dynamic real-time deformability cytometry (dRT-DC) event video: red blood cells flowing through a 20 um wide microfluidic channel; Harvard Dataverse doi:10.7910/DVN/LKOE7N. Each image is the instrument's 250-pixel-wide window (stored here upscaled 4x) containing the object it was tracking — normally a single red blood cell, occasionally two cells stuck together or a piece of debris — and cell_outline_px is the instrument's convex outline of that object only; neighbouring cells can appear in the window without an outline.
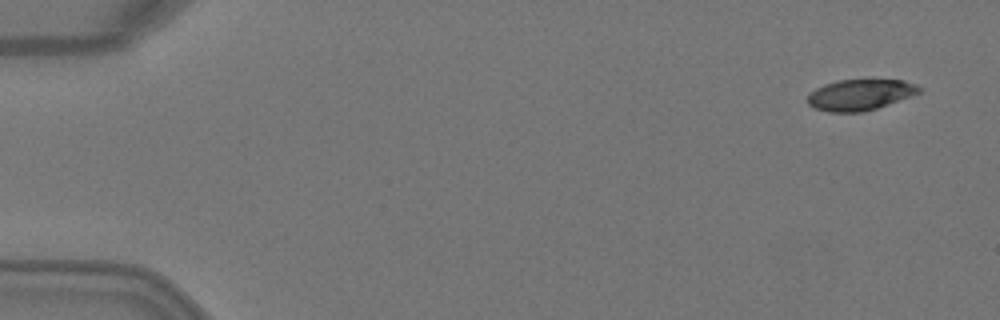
{"species": "Egyptian fruit bat (a non-hibernating species)", "species_latin": "Rousettus aegyptiacus", "temperature_condition": "warm", "stored_images_in_passage": 4, "camera_frame_rate_fps": 3000, "um_per_image_px": 0.085, "animal": {"sex": "female"}, "frame": {"image": 1, "passage_image": 1, "time_ms": 0.0, "image_size_px": [1000, 320], "cell_outline_px": [[924, 88], [920, 92], [876, 108], [864, 112], [828, 112], [816, 108], [808, 104], [808, 96], [816, 88], [824, 84], [836, 80], [872, 76], [904, 80], [916, 84]], "centroid_in_image_um": [73.15, 7.98], "position_along_channel_um": 11.8, "area_um2": 20.92}}
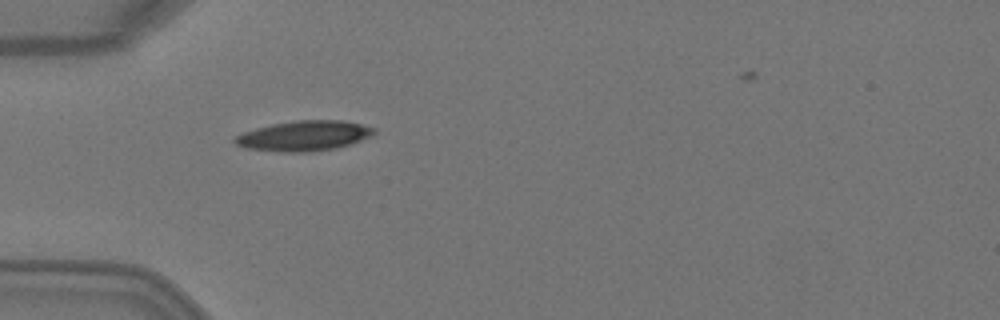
{"frame": {"image": 2, "passage_image": 4, "time_ms": 1.0, "image_size_px": [1000, 320], "cell_outline_px": [[376, 132], [372, 136], [336, 148], [308, 152], [280, 152], [244, 148], [236, 144], [232, 140], [236, 136], [244, 132], [256, 128], [272, 124], [296, 120], [344, 120], [376, 128]], "centroid_in_image_um": [25.83, 11.54], "position_along_channel_um": 59.2, "area_um2": 24.45}}